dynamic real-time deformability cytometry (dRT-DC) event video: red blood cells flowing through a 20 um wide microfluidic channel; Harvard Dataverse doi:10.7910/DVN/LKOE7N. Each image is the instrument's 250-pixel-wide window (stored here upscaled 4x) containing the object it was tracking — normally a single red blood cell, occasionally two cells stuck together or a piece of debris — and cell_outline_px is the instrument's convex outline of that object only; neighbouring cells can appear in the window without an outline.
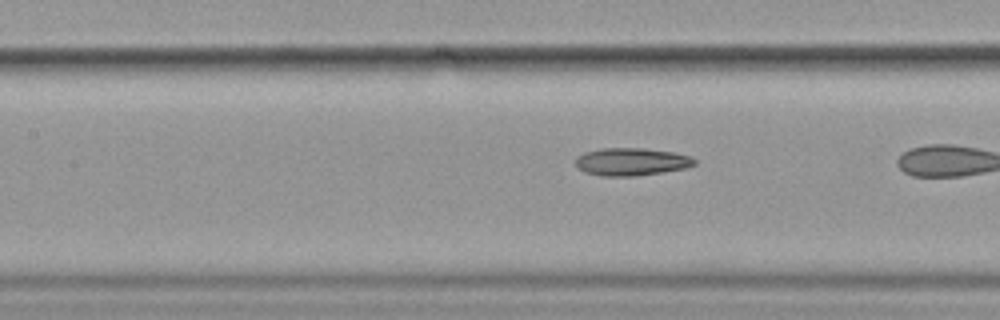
{"species": "common noctule bat (a hibernating species)", "species_latin": "Nyctalus noctula", "temperature_condition": "cold", "stored_images_in_passage": 23, "camera_frame_rate_fps": 3000, "um_per_image_px": 0.085, "animal": {"sex": "female", "body_mass_g": 19.9}, "frame": {"image": 1, "passage_image": 17, "time_ms": 5.333, "image_size_px": [1000, 320], "cell_outline_px": [[696, 164], [688, 168], [636, 176], [600, 176], [584, 172], [576, 164], [576, 156], [584, 152], [600, 148], [644, 148], [672, 152], [692, 156], [696, 160]], "centroid_in_image_um": [53.68, 13.74], "position_along_channel_um": 153.7, "area_um2": 19.36}}